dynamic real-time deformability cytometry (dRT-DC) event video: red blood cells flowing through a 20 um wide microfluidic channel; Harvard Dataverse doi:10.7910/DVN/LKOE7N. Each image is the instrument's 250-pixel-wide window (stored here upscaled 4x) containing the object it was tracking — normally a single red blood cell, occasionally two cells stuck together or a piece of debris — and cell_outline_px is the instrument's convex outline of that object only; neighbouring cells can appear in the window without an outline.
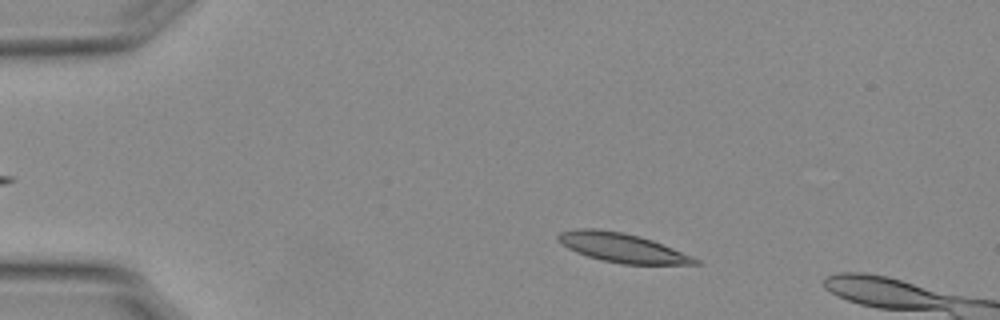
{"species": "Egyptian fruit bat (a non-hibernating species)", "species_latin": "Rousettus aegyptiacus", "temperature_condition": "warm", "stored_images_in_passage": 53, "segment_of_instrument_passage": [1, 2], "camera_frame_rate_fps": 3000, "um_per_image_px": 0.085, "animal": {"sex": "female"}, "frame": {"image": 1, "passage_image": 8, "time_ms": 2.333, "image_size_px": [1000, 320], "cell_outline_px": [[704, 264], [624, 264], [600, 260], [576, 252], [568, 248], [556, 240], [556, 236], [560, 232], [576, 228], [600, 228], [640, 236], [652, 240], [692, 256], [700, 260]], "centroid_in_image_um": [52.85, 21.05], "position_along_channel_um": 32.2, "area_um2": 23.29}}
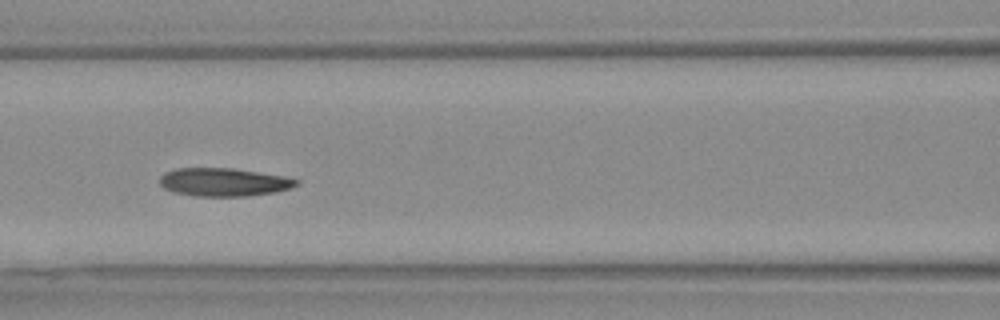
{"frame": {"image": 2, "passage_image": 22, "time_ms": 7.0, "image_size_px": [1000, 320], "cell_outline_px": [[300, 184], [292, 188], [276, 192], [248, 196], [196, 196], [172, 192], [164, 188], [160, 184], [160, 176], [164, 172], [176, 168], [232, 168], [284, 176], [300, 180]], "centroid_in_image_um": [19.03, 15.48], "position_along_channel_um": 147.6, "area_um2": 22.66}}
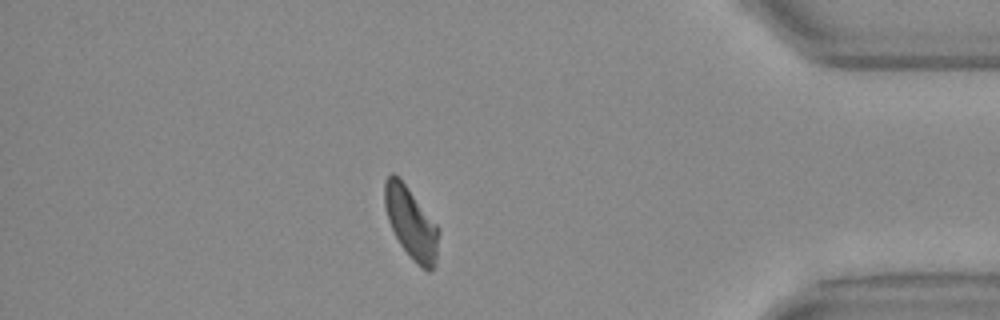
{"frame": {"image": 3, "passage_image": 45, "time_ms": 14.667, "image_size_px": [1000, 320], "cell_outline_px": [[436, 260], [432, 272], [428, 272], [420, 268], [412, 260], [400, 244], [388, 220], [384, 204], [384, 180], [392, 172], [400, 176], [436, 224]], "centroid_in_image_um": [34.89, 18.92], "position_along_channel_um": 400.3, "area_um2": 22.25}}